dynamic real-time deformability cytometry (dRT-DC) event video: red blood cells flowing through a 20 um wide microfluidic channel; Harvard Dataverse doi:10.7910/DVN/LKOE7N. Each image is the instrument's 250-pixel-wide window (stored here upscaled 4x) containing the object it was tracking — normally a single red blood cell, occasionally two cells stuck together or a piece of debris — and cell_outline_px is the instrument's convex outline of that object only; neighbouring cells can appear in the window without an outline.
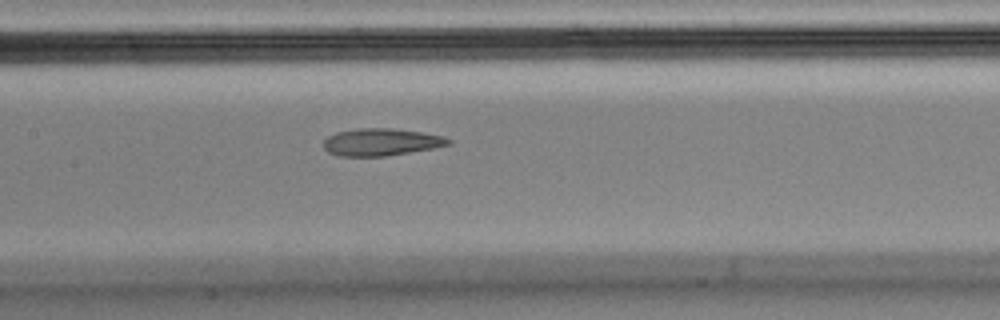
{"species": "Egyptian fruit bat (a non-hibernating species)", "species_latin": "Rousettus aegyptiacus", "temperature_condition": "cold", "stored_images_in_passage": 36, "camera_frame_rate_fps": 3000, "um_per_image_px": 0.085, "animal": {"sex": "male"}, "frame": {"image": 1, "passage_image": 11, "time_ms": 3.333, "image_size_px": [1000, 320], "cell_outline_px": [[452, 144], [432, 148], [384, 156], [340, 156], [328, 152], [324, 148], [324, 140], [328, 136], [336, 132], [360, 128], [392, 128], [420, 132], [444, 136], [452, 140]], "centroid_in_image_um": [32.39, 12.07], "position_along_channel_um": 175.0, "area_um2": 19.71}}